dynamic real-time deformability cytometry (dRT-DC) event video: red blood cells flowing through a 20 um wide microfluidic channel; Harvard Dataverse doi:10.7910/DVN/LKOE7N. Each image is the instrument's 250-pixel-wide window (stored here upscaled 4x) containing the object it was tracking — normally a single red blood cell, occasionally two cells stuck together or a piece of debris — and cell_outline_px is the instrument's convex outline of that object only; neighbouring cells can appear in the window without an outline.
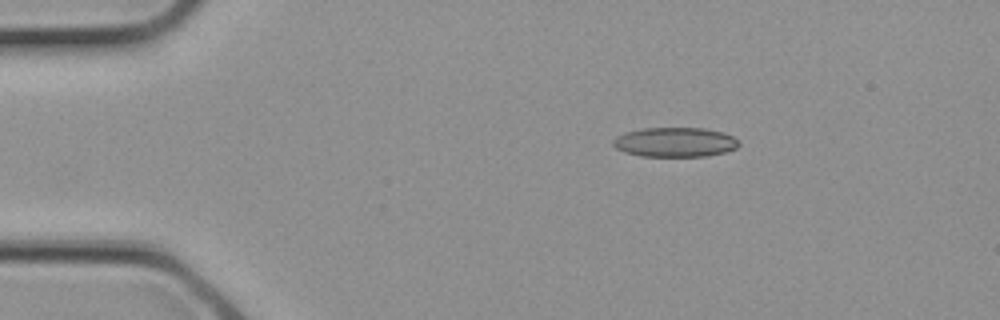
{"species": "common noctule bat (a hibernating species)", "species_latin": "Nyctalus noctula", "temperature_condition": "cold", "stored_images_in_passage": 3, "camera_frame_rate_fps": 3000, "um_per_image_px": 0.085, "animal": {"sex": "female", "body_mass_g": 21.9}, "frame": {"image": 1, "passage_image": 2, "time_ms": 0.333, "image_size_px": [1000, 320], "cell_outline_px": [[740, 144], [736, 148], [724, 152], [708, 156], [640, 156], [624, 152], [616, 148], [612, 144], [612, 140], [616, 136], [624, 132], [640, 128], [704, 128], [724, 132], [732, 136]], "centroid_in_image_um": [57.34, 12.08], "position_along_channel_um": 27.7, "area_um2": 21.79}}